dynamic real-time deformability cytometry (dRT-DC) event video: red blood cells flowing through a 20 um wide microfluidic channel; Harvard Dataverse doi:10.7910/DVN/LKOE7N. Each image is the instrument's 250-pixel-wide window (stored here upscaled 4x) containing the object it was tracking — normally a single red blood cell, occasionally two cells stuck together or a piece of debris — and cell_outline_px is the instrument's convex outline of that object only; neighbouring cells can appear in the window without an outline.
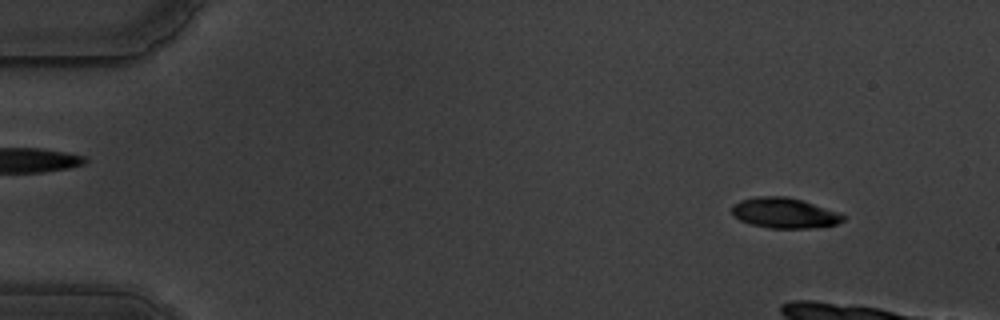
{"species": "common noctule bat (a hibernating species)", "species_latin": "Nyctalus noctula", "temperature_condition": "warm", "stored_images_in_passage": 18, "camera_frame_rate_fps": 3000, "um_per_image_px": 0.085, "animal": {"sex": "male", "body_mass_g": 19.5, "forearm_length_mm": 54.6}, "frame": {"image": 1, "passage_image": 6, "time_ms": 1.667, "image_size_px": [1000, 320], "cell_outline_px": [[844, 220], [836, 224], [812, 228], [768, 228], [752, 224], [740, 220], [732, 212], [732, 204], [740, 200], [756, 196], [784, 196], [800, 200], [812, 204], [844, 216]], "centroid_in_image_um": [66.6, 18.11], "position_along_channel_um": 18.4, "area_um2": 19.19}}